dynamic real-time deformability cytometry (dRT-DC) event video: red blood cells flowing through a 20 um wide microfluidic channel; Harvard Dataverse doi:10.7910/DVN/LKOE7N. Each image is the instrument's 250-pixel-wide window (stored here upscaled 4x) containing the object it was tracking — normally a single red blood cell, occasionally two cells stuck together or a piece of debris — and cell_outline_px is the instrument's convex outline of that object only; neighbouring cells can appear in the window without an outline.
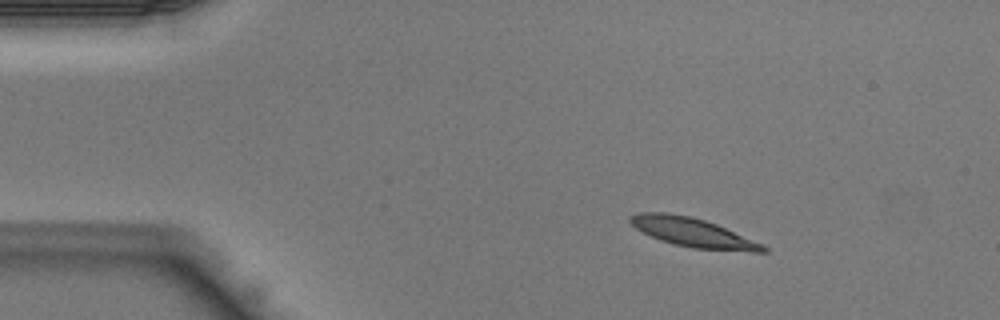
{"species": "Egyptian fruit bat (a non-hibernating species)", "species_latin": "Rousettus aegyptiacus", "temperature_condition": "warm", "stored_images_in_passage": 37, "camera_frame_rate_fps": 3000, "um_per_image_px": 0.085, "animal": {"sex": "male"}, "frame": {"image": 1, "passage_image": 1, "time_ms": 0.0, "image_size_px": [1000, 320], "cell_outline_px": [[768, 252], [752, 252], [692, 248], [672, 244], [660, 240], [636, 228], [628, 220], [628, 216], [640, 212], [668, 212], [692, 216], [716, 224], [764, 244], [768, 248]], "centroid_in_image_um": [58.91, 19.76], "position_along_channel_um": 26.1, "area_um2": 22.6}}
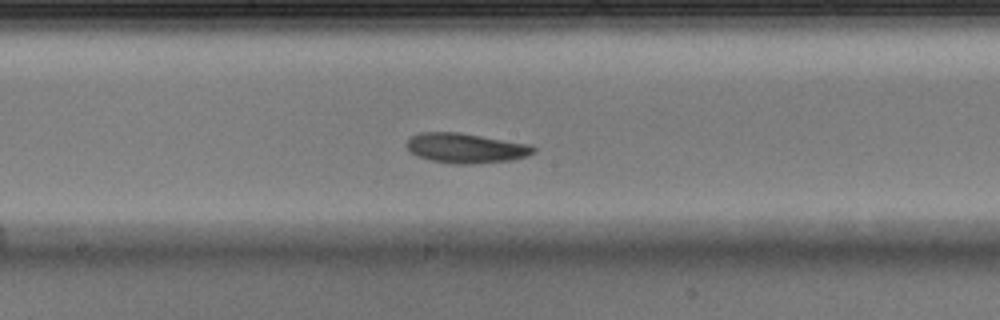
{"frame": {"image": 2, "passage_image": 17, "time_ms": 5.333, "image_size_px": [1000, 320], "cell_outline_px": [[536, 152], [528, 156], [512, 160], [472, 164], [456, 164], [432, 160], [420, 156], [412, 152], [408, 148], [408, 140], [412, 136], [420, 132], [456, 132], [528, 144], [536, 148]], "centroid_in_image_um": [39.64, 12.59], "position_along_channel_um": 208.6, "area_um2": 21.68}}
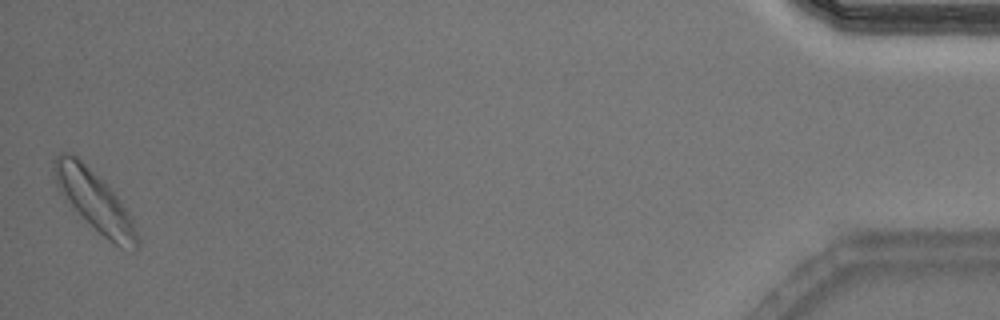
{"frame": {"image": 3, "passage_image": 37, "time_ms": 12.0, "image_size_px": [1000, 320], "cell_outline_px": [[140, 248], [120, 248], [108, 240], [60, 192], [56, 184], [52, 172], [52, 160], [60, 152], [72, 152], [104, 180], [116, 196], [132, 220], [140, 240]], "centroid_in_image_um": [8.02, 17.0], "position_along_channel_um": 427.2, "area_um2": 28.26}}